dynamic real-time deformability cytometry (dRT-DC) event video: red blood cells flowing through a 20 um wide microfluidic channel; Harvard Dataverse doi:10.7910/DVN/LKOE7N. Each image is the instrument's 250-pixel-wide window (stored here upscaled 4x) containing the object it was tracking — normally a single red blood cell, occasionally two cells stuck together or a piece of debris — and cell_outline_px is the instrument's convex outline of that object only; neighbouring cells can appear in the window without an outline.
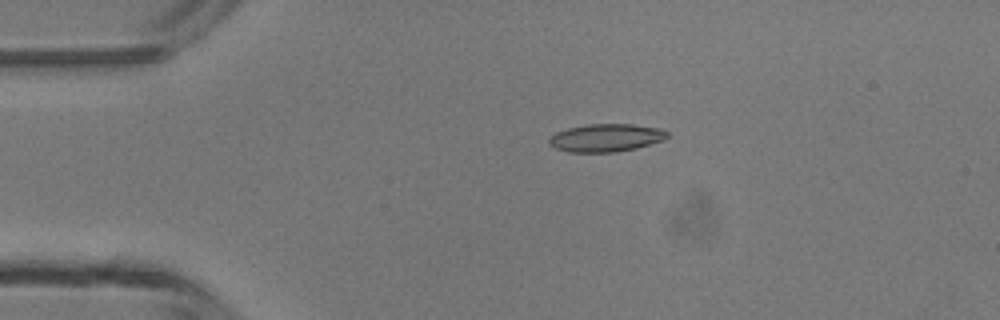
{"species": "common noctule bat (a hibernating species)", "species_latin": "Nyctalus noctula", "temperature_condition": "room temperature", "stored_images_in_passage": 3, "camera_frame_rate_fps": 3000, "um_per_image_px": 0.085, "animal": {"sex": "male", "body_mass_g": 13.3}, "frame": {"image": 1, "passage_image": 2, "time_ms": 2.0, "image_size_px": [1000, 320], "cell_outline_px": [[668, 136], [664, 140], [636, 148], [616, 152], [568, 152], [556, 148], [548, 144], [548, 140], [556, 132], [568, 128], [588, 124], [632, 124], [660, 128], [668, 132]], "centroid_in_image_um": [51.51, 11.71], "position_along_channel_um": 33.5, "area_um2": 19.19}}